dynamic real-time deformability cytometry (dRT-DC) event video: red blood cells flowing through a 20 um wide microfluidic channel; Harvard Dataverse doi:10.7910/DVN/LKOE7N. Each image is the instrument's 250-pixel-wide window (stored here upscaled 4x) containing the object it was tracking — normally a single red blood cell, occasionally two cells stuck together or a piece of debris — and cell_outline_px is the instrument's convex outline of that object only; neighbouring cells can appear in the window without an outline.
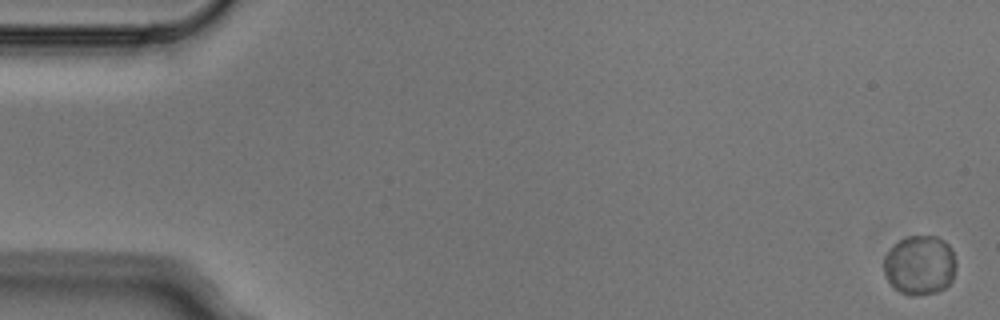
{"species": "Egyptian fruit bat (a non-hibernating species)", "species_latin": "Rousettus aegyptiacus", "temperature_condition": "cold", "stored_images_in_passage": 4, "camera_frame_rate_fps": 3000, "um_per_image_px": 0.085, "animal": {"sex": "male"}, "frame": {"image": 1, "passage_image": 1, "time_ms": 0.0, "image_size_px": [1000, 320], "cell_outline_px": [[956, 268], [952, 280], [944, 288], [936, 292], [912, 296], [908, 296], [900, 292], [888, 280], [884, 272], [884, 256], [900, 240], [908, 236], [936, 236], [944, 240], [948, 244], [956, 260]], "centroid_in_image_um": [78.2, 22.54], "position_along_channel_um": 6.8, "area_um2": 24.91}}
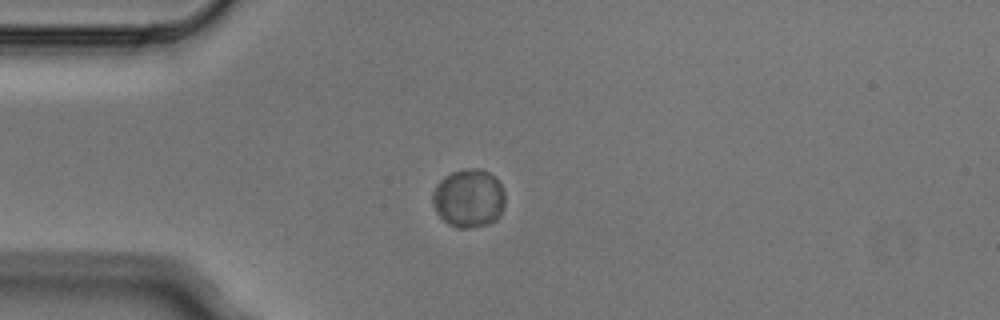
{"frame": {"image": 2, "passage_image": 4, "time_ms": 1.0, "image_size_px": [1000, 320], "cell_outline_px": [[504, 208], [500, 216], [496, 220], [488, 224], [468, 228], [456, 228], [448, 224], [436, 212], [432, 200], [432, 192], [436, 184], [444, 176], [452, 172], [464, 168], [480, 168], [488, 172], [500, 184], [504, 192]], "centroid_in_image_um": [39.83, 16.85], "position_along_channel_um": 45.2, "area_um2": 24.85}}